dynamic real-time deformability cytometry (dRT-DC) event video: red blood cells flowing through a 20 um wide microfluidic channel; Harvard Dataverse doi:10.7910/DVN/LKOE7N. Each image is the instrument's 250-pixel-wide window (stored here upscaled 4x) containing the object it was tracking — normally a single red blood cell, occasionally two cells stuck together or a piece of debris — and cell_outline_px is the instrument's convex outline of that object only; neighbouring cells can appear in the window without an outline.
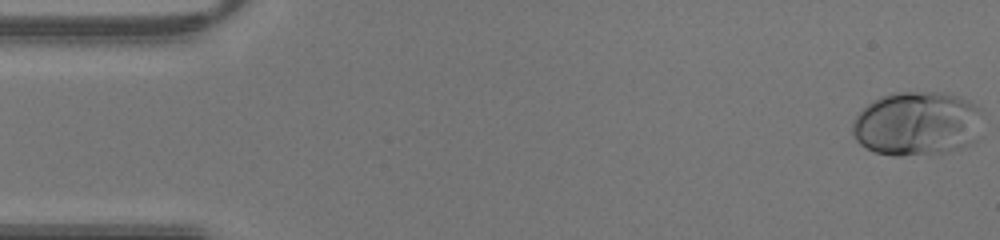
{"species": "human", "species_latin": "Homo sapiens", "temperature_condition": "warm", "stored_images_in_passage": 43, "camera_frame_rate_fps": 3000, "um_per_image_px": 0.085, "donor": {"sex": "male"}, "frame": {"image": 1, "passage_image": 1, "time_ms": 0.0, "image_size_px": [1000, 240], "cell_outline_px": [[980, 112], [976, 140], [972, 144], [948, 152], [932, 156], [892, 156], [876, 152], [860, 144], [856, 140], [852, 132], [852, 120], [872, 100], [880, 96], [892, 92], [940, 92], [960, 96], [968, 100], [980, 108]], "centroid_in_image_um": [77.93, 10.53], "position_along_channel_um": 7.1, "area_um2": 49.36}}
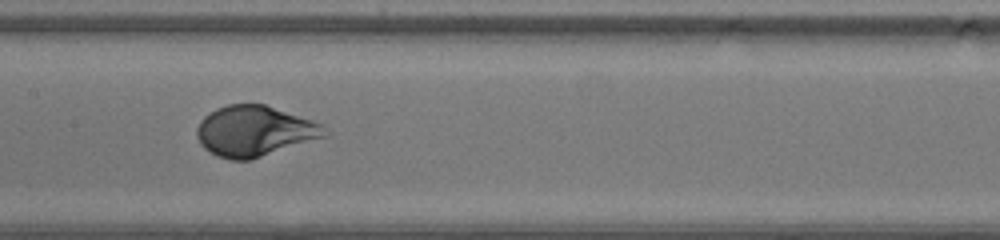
{"frame": {"image": 2, "passage_image": 21, "time_ms": 6.667, "image_size_px": [1000, 240], "cell_outline_px": [[332, 132], [328, 136], [252, 160], [232, 160], [216, 156], [204, 148], [200, 144], [196, 136], [196, 128], [200, 120], [204, 116], [216, 108], [228, 104], [264, 104], [324, 124]], "centroid_in_image_um": [21.67, 11.15], "position_along_channel_um": 185.7, "area_um2": 38.21}}
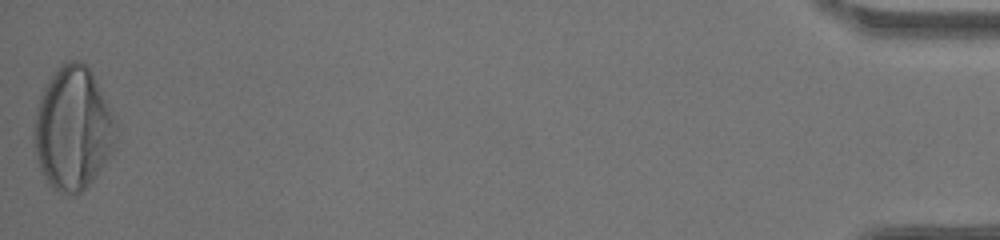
{"frame": {"image": 3, "passage_image": 43, "time_ms": 14.0, "image_size_px": [1000, 240], "cell_outline_px": [[116, 140], [104, 164], [92, 180], [80, 192], [72, 196], [68, 196], [52, 188], [48, 184], [40, 168], [32, 144], [36, 108], [40, 96], [48, 80], [60, 64], [68, 60], [80, 60], [92, 72], [116, 124]], "centroid_in_image_um": [6.15, 10.94], "position_along_channel_um": 429.0, "area_um2": 58.44}}